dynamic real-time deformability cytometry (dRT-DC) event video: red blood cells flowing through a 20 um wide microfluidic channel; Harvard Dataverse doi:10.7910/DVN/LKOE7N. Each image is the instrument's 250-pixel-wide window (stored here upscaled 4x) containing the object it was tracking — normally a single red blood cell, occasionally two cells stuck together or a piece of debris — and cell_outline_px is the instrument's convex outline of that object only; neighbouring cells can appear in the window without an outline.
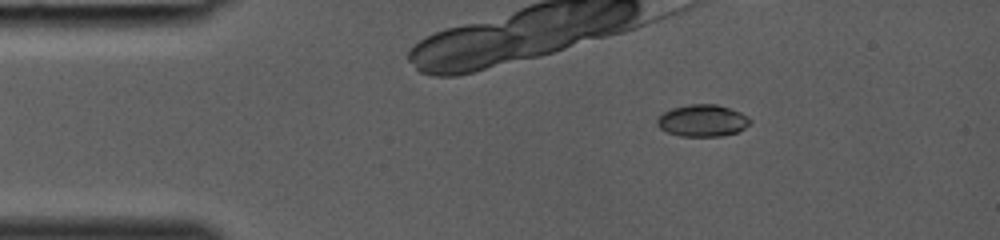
{"species": "common noctule bat (a hibernating species)", "species_latin": "Nyctalus noctula", "temperature_condition": "room temperature", "stored_images_in_passage": 33, "camera_frame_rate_fps": 3000, "um_per_image_px": 0.085, "animal": {"sex": "female", "body_mass_g": 19.0, "forearm_length_mm": 53.3}, "frame": {"image": 1, "passage_image": 6, "time_ms": 1.667, "image_size_px": [1000, 240], "cell_outline_px": [[752, 124], [736, 132], [720, 136], [680, 136], [668, 132], [660, 128], [656, 124], [656, 120], [664, 112], [672, 108], [688, 104], [716, 104], [740, 112], [748, 116], [752, 120]], "centroid_in_image_um": [59.73, 10.25], "position_along_channel_um": 25.3, "area_um2": 17.28}}